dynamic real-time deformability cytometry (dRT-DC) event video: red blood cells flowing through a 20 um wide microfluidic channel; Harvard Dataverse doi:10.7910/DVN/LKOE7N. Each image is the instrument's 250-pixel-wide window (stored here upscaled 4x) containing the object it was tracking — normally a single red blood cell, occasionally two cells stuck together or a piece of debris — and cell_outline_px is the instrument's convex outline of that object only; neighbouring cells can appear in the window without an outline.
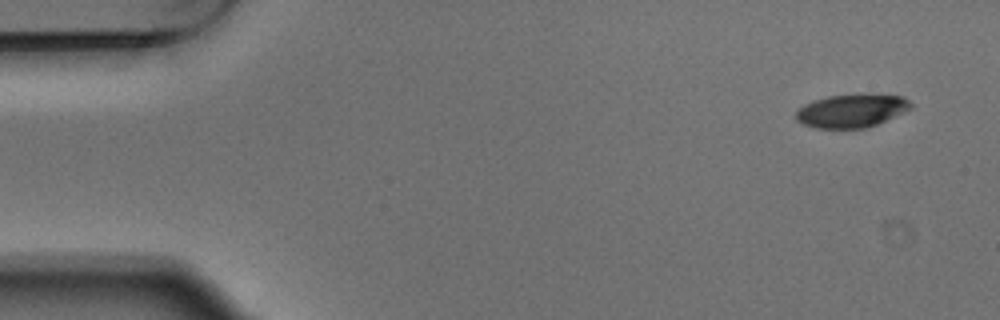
{"species": "Egyptian fruit bat (a non-hibernating species)", "species_latin": "Rousettus aegyptiacus", "temperature_condition": "warm", "stored_images_in_passage": 4, "camera_frame_rate_fps": 3000, "um_per_image_px": 0.085, "animal": {"sex": "male"}, "frame": {"image": 1, "passage_image": 1, "time_ms": 0.0, "image_size_px": [1000, 320], "cell_outline_px": [[912, 108], [876, 124], [864, 128], [816, 128], [804, 124], [796, 120], [796, 112], [804, 104], [812, 100], [828, 96], [860, 92], [904, 96], [912, 104]], "centroid_in_image_um": [72.39, 9.37], "position_along_channel_um": 12.6, "area_um2": 22.6}}
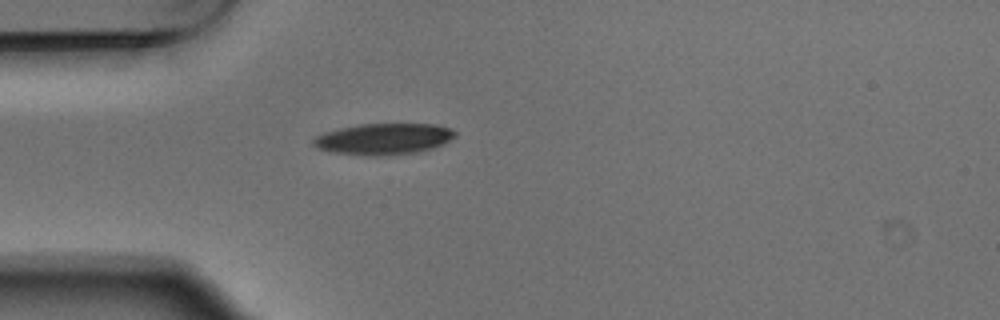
{"frame": {"image": 2, "passage_image": 4, "time_ms": 1.0, "image_size_px": [1000, 320], "cell_outline_px": [[456, 136], [444, 144], [432, 148], [416, 152], [380, 156], [368, 156], [332, 152], [320, 148], [312, 144], [312, 140], [316, 136], [324, 132], [340, 128], [360, 124], [436, 124], [452, 128], [456, 132]], "centroid_in_image_um": [32.64, 11.81], "position_along_channel_um": 52.4, "area_um2": 25.84}}